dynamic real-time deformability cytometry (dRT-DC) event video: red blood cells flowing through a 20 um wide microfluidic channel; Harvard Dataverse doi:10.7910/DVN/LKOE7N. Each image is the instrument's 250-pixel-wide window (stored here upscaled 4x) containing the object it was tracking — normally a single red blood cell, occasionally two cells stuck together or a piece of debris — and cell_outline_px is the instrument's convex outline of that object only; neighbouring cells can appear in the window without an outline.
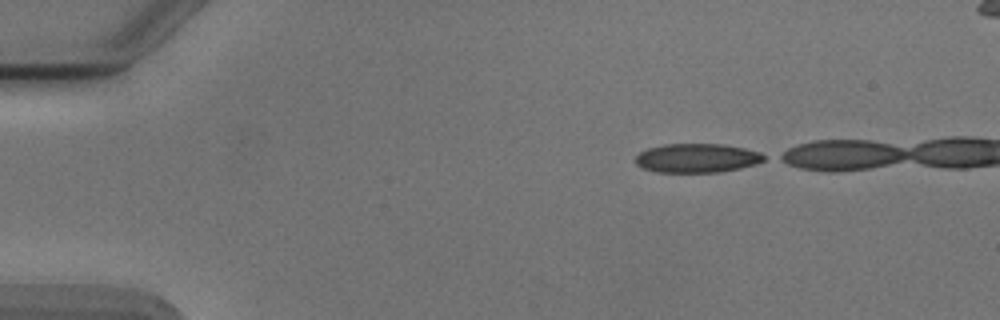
{"species": "Egyptian fruit bat (a non-hibernating species)", "species_latin": "Rousettus aegyptiacus", "temperature_condition": "cold", "stored_images_in_passage": 23, "camera_frame_rate_fps": 3000, "um_per_image_px": 0.085, "animal": {"sex": "male"}, "frame": {"image": 1, "passage_image": 1, "time_ms": 0.0, "image_size_px": [1000, 320], "cell_outline_px": [[768, 156], [764, 160], [756, 164], [740, 168], [720, 172], [656, 172], [640, 168], [636, 164], [636, 156], [640, 152], [648, 148], [664, 144], [724, 144], [744, 148], [760, 152]], "centroid_in_image_um": [59.25, 13.44], "position_along_channel_um": 25.8, "area_um2": 21.91}}
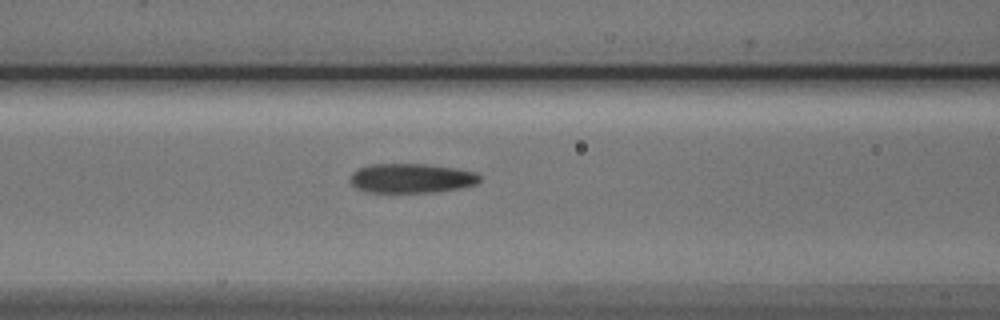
{"frame": {"image": 2, "passage_image": 15, "time_ms": 4.667, "image_size_px": [1000, 320], "cell_outline_px": [[480, 180], [476, 184], [456, 188], [432, 192], [368, 192], [356, 188], [352, 184], [352, 172], [368, 164], [428, 164], [456, 168], [476, 172], [480, 176]], "centroid_in_image_um": [34.97, 15.14], "position_along_channel_um": 131.6, "area_um2": 22.02}}
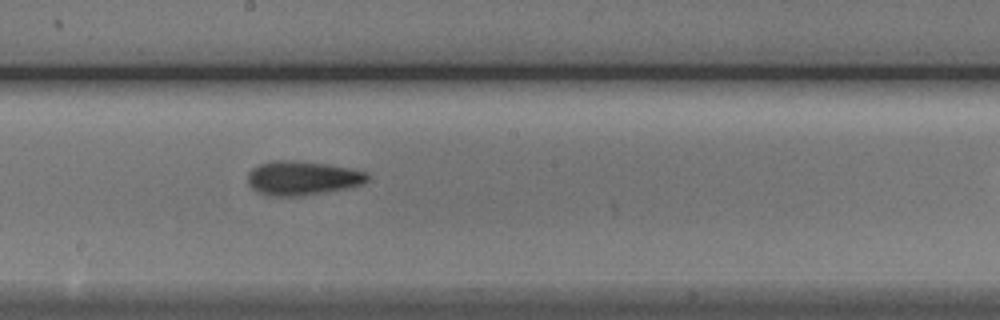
{"frame": {"image": 3, "passage_image": 22, "time_ms": 7.0, "image_size_px": [1000, 320], "cell_outline_px": [[368, 180], [364, 184], [344, 188], [300, 196], [268, 196], [256, 192], [248, 184], [248, 172], [252, 168], [260, 164], [272, 160], [292, 160], [328, 164], [352, 168], [368, 172]], "centroid_in_image_um": [25.68, 15.13], "position_along_channel_um": 222.5, "area_um2": 23.93}}